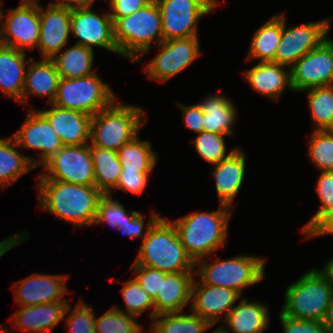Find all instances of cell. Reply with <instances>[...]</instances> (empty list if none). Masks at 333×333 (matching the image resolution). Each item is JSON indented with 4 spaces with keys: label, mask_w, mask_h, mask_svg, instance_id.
<instances>
[{
    "label": "cell",
    "mask_w": 333,
    "mask_h": 333,
    "mask_svg": "<svg viewBox=\"0 0 333 333\" xmlns=\"http://www.w3.org/2000/svg\"><path fill=\"white\" fill-rule=\"evenodd\" d=\"M39 204L42 209L54 213L82 227L94 224L99 200L103 193L95 185H80L38 178Z\"/></svg>",
    "instance_id": "6da1fadb"
},
{
    "label": "cell",
    "mask_w": 333,
    "mask_h": 333,
    "mask_svg": "<svg viewBox=\"0 0 333 333\" xmlns=\"http://www.w3.org/2000/svg\"><path fill=\"white\" fill-rule=\"evenodd\" d=\"M134 264L167 273L193 272L195 268V263L185 252L173 223L154 212L146 226Z\"/></svg>",
    "instance_id": "7a4b0ae2"
},
{
    "label": "cell",
    "mask_w": 333,
    "mask_h": 333,
    "mask_svg": "<svg viewBox=\"0 0 333 333\" xmlns=\"http://www.w3.org/2000/svg\"><path fill=\"white\" fill-rule=\"evenodd\" d=\"M219 205L216 211L186 215L172 222L185 252L194 263L225 243L232 212L228 206Z\"/></svg>",
    "instance_id": "3957f363"
},
{
    "label": "cell",
    "mask_w": 333,
    "mask_h": 333,
    "mask_svg": "<svg viewBox=\"0 0 333 333\" xmlns=\"http://www.w3.org/2000/svg\"><path fill=\"white\" fill-rule=\"evenodd\" d=\"M113 20L114 39L120 55L140 61L138 56L149 52L152 41L162 43L161 14L155 0L123 18Z\"/></svg>",
    "instance_id": "277c9868"
},
{
    "label": "cell",
    "mask_w": 333,
    "mask_h": 333,
    "mask_svg": "<svg viewBox=\"0 0 333 333\" xmlns=\"http://www.w3.org/2000/svg\"><path fill=\"white\" fill-rule=\"evenodd\" d=\"M332 296V285L314 269L287 288L281 313L296 320L323 322Z\"/></svg>",
    "instance_id": "5b68a950"
},
{
    "label": "cell",
    "mask_w": 333,
    "mask_h": 333,
    "mask_svg": "<svg viewBox=\"0 0 333 333\" xmlns=\"http://www.w3.org/2000/svg\"><path fill=\"white\" fill-rule=\"evenodd\" d=\"M92 116L90 141L93 146L118 151L138 135L144 111L137 106L115 103Z\"/></svg>",
    "instance_id": "8992f818"
},
{
    "label": "cell",
    "mask_w": 333,
    "mask_h": 333,
    "mask_svg": "<svg viewBox=\"0 0 333 333\" xmlns=\"http://www.w3.org/2000/svg\"><path fill=\"white\" fill-rule=\"evenodd\" d=\"M114 100L112 90L93 73L80 78H60L53 105L93 116Z\"/></svg>",
    "instance_id": "52a82bcc"
},
{
    "label": "cell",
    "mask_w": 333,
    "mask_h": 333,
    "mask_svg": "<svg viewBox=\"0 0 333 333\" xmlns=\"http://www.w3.org/2000/svg\"><path fill=\"white\" fill-rule=\"evenodd\" d=\"M202 261L195 262V266L201 263L197 273L202 284L230 288L240 295L243 288L259 283L264 276L265 260L260 257L242 255L211 264Z\"/></svg>",
    "instance_id": "ba28073f"
},
{
    "label": "cell",
    "mask_w": 333,
    "mask_h": 333,
    "mask_svg": "<svg viewBox=\"0 0 333 333\" xmlns=\"http://www.w3.org/2000/svg\"><path fill=\"white\" fill-rule=\"evenodd\" d=\"M161 14L163 40L197 36L200 18L213 11L216 0H155Z\"/></svg>",
    "instance_id": "9c48e42d"
},
{
    "label": "cell",
    "mask_w": 333,
    "mask_h": 333,
    "mask_svg": "<svg viewBox=\"0 0 333 333\" xmlns=\"http://www.w3.org/2000/svg\"><path fill=\"white\" fill-rule=\"evenodd\" d=\"M42 166L48 180L80 185H94L95 175L90 154V144L63 146Z\"/></svg>",
    "instance_id": "30bf717a"
},
{
    "label": "cell",
    "mask_w": 333,
    "mask_h": 333,
    "mask_svg": "<svg viewBox=\"0 0 333 333\" xmlns=\"http://www.w3.org/2000/svg\"><path fill=\"white\" fill-rule=\"evenodd\" d=\"M282 14V35L275 53L274 62L293 66L301 57L317 48L329 31L330 19L286 28Z\"/></svg>",
    "instance_id": "8fae6325"
},
{
    "label": "cell",
    "mask_w": 333,
    "mask_h": 333,
    "mask_svg": "<svg viewBox=\"0 0 333 333\" xmlns=\"http://www.w3.org/2000/svg\"><path fill=\"white\" fill-rule=\"evenodd\" d=\"M294 91L333 85V42L324 40L290 67Z\"/></svg>",
    "instance_id": "7c38bea8"
},
{
    "label": "cell",
    "mask_w": 333,
    "mask_h": 333,
    "mask_svg": "<svg viewBox=\"0 0 333 333\" xmlns=\"http://www.w3.org/2000/svg\"><path fill=\"white\" fill-rule=\"evenodd\" d=\"M0 44L24 52L38 46L40 36L39 4L22 0L16 9H9L5 23H1ZM13 36V38L11 37Z\"/></svg>",
    "instance_id": "4fadbf2b"
},
{
    "label": "cell",
    "mask_w": 333,
    "mask_h": 333,
    "mask_svg": "<svg viewBox=\"0 0 333 333\" xmlns=\"http://www.w3.org/2000/svg\"><path fill=\"white\" fill-rule=\"evenodd\" d=\"M160 53L146 66L149 77L166 82L200 55L197 36L170 39L158 44Z\"/></svg>",
    "instance_id": "5bb4252c"
},
{
    "label": "cell",
    "mask_w": 333,
    "mask_h": 333,
    "mask_svg": "<svg viewBox=\"0 0 333 333\" xmlns=\"http://www.w3.org/2000/svg\"><path fill=\"white\" fill-rule=\"evenodd\" d=\"M70 31L75 38H79L76 44L91 49L92 46H99L119 53L110 13L99 16L90 9V6L71 9Z\"/></svg>",
    "instance_id": "9a60e30c"
},
{
    "label": "cell",
    "mask_w": 333,
    "mask_h": 333,
    "mask_svg": "<svg viewBox=\"0 0 333 333\" xmlns=\"http://www.w3.org/2000/svg\"><path fill=\"white\" fill-rule=\"evenodd\" d=\"M13 138L18 146L40 151V159L33 160L35 167L43 165L64 146L49 121L39 111L33 109Z\"/></svg>",
    "instance_id": "2e32d148"
},
{
    "label": "cell",
    "mask_w": 333,
    "mask_h": 333,
    "mask_svg": "<svg viewBox=\"0 0 333 333\" xmlns=\"http://www.w3.org/2000/svg\"><path fill=\"white\" fill-rule=\"evenodd\" d=\"M45 10L39 5L40 36L38 48L43 59H52L67 44L70 26L71 9L49 3Z\"/></svg>",
    "instance_id": "e0dca14e"
},
{
    "label": "cell",
    "mask_w": 333,
    "mask_h": 333,
    "mask_svg": "<svg viewBox=\"0 0 333 333\" xmlns=\"http://www.w3.org/2000/svg\"><path fill=\"white\" fill-rule=\"evenodd\" d=\"M239 296L237 291L230 288L193 281L191 290L193 303L190 308L194 314L214 325L223 313L227 312L225 318L227 317Z\"/></svg>",
    "instance_id": "ac0fdd59"
},
{
    "label": "cell",
    "mask_w": 333,
    "mask_h": 333,
    "mask_svg": "<svg viewBox=\"0 0 333 333\" xmlns=\"http://www.w3.org/2000/svg\"><path fill=\"white\" fill-rule=\"evenodd\" d=\"M65 282L66 275L56 276L38 273L29 276L16 284L14 290L16 303L20 306H34L66 301L62 298L68 291Z\"/></svg>",
    "instance_id": "d6986e66"
},
{
    "label": "cell",
    "mask_w": 333,
    "mask_h": 333,
    "mask_svg": "<svg viewBox=\"0 0 333 333\" xmlns=\"http://www.w3.org/2000/svg\"><path fill=\"white\" fill-rule=\"evenodd\" d=\"M51 105V109L39 112L49 121L64 146L87 144L90 139L92 116Z\"/></svg>",
    "instance_id": "ffe728a7"
},
{
    "label": "cell",
    "mask_w": 333,
    "mask_h": 333,
    "mask_svg": "<svg viewBox=\"0 0 333 333\" xmlns=\"http://www.w3.org/2000/svg\"><path fill=\"white\" fill-rule=\"evenodd\" d=\"M194 272L167 273L161 271V291L153 300L155 316L179 313L191 300Z\"/></svg>",
    "instance_id": "44dd1931"
},
{
    "label": "cell",
    "mask_w": 333,
    "mask_h": 333,
    "mask_svg": "<svg viewBox=\"0 0 333 333\" xmlns=\"http://www.w3.org/2000/svg\"><path fill=\"white\" fill-rule=\"evenodd\" d=\"M70 309L67 301H57L34 306H22L13 315L12 322L18 328L35 333H47L65 317Z\"/></svg>",
    "instance_id": "7402d4cb"
},
{
    "label": "cell",
    "mask_w": 333,
    "mask_h": 333,
    "mask_svg": "<svg viewBox=\"0 0 333 333\" xmlns=\"http://www.w3.org/2000/svg\"><path fill=\"white\" fill-rule=\"evenodd\" d=\"M215 165L216 169L212 174L215 177L219 202L229 207L243 183L246 165L245 155L237 148L229 157Z\"/></svg>",
    "instance_id": "603a6c76"
},
{
    "label": "cell",
    "mask_w": 333,
    "mask_h": 333,
    "mask_svg": "<svg viewBox=\"0 0 333 333\" xmlns=\"http://www.w3.org/2000/svg\"><path fill=\"white\" fill-rule=\"evenodd\" d=\"M25 52L0 44V88L1 92L17 102L22 101L25 80Z\"/></svg>",
    "instance_id": "cb8c5ba5"
},
{
    "label": "cell",
    "mask_w": 333,
    "mask_h": 333,
    "mask_svg": "<svg viewBox=\"0 0 333 333\" xmlns=\"http://www.w3.org/2000/svg\"><path fill=\"white\" fill-rule=\"evenodd\" d=\"M284 67L275 62H259L243 75L252 89L276 100L285 87L292 89L290 70Z\"/></svg>",
    "instance_id": "d4e9b609"
},
{
    "label": "cell",
    "mask_w": 333,
    "mask_h": 333,
    "mask_svg": "<svg viewBox=\"0 0 333 333\" xmlns=\"http://www.w3.org/2000/svg\"><path fill=\"white\" fill-rule=\"evenodd\" d=\"M31 66L25 73L22 102H26L28 95L35 96L48 95V102L52 104L56 96L60 76L51 59H43L40 62H33L30 58Z\"/></svg>",
    "instance_id": "484cf974"
},
{
    "label": "cell",
    "mask_w": 333,
    "mask_h": 333,
    "mask_svg": "<svg viewBox=\"0 0 333 333\" xmlns=\"http://www.w3.org/2000/svg\"><path fill=\"white\" fill-rule=\"evenodd\" d=\"M268 307L242 299L224 319L235 333H262L269 324Z\"/></svg>",
    "instance_id": "4316f807"
},
{
    "label": "cell",
    "mask_w": 333,
    "mask_h": 333,
    "mask_svg": "<svg viewBox=\"0 0 333 333\" xmlns=\"http://www.w3.org/2000/svg\"><path fill=\"white\" fill-rule=\"evenodd\" d=\"M203 111L202 131L221 135L232 134L236 109L232 102L220 95H213L199 103Z\"/></svg>",
    "instance_id": "83f0119b"
},
{
    "label": "cell",
    "mask_w": 333,
    "mask_h": 333,
    "mask_svg": "<svg viewBox=\"0 0 333 333\" xmlns=\"http://www.w3.org/2000/svg\"><path fill=\"white\" fill-rule=\"evenodd\" d=\"M90 154L94 168V185L104 195L111 194V188H116L122 167L117 151L103 149L90 144Z\"/></svg>",
    "instance_id": "f1b7e54d"
},
{
    "label": "cell",
    "mask_w": 333,
    "mask_h": 333,
    "mask_svg": "<svg viewBox=\"0 0 333 333\" xmlns=\"http://www.w3.org/2000/svg\"><path fill=\"white\" fill-rule=\"evenodd\" d=\"M12 137L0 139V187L14 184L21 176L34 169V158L19 153Z\"/></svg>",
    "instance_id": "f546056e"
},
{
    "label": "cell",
    "mask_w": 333,
    "mask_h": 333,
    "mask_svg": "<svg viewBox=\"0 0 333 333\" xmlns=\"http://www.w3.org/2000/svg\"><path fill=\"white\" fill-rule=\"evenodd\" d=\"M94 59L93 49L75 44L60 55H55L53 61L60 78H80L91 75Z\"/></svg>",
    "instance_id": "4dcf8cb0"
},
{
    "label": "cell",
    "mask_w": 333,
    "mask_h": 333,
    "mask_svg": "<svg viewBox=\"0 0 333 333\" xmlns=\"http://www.w3.org/2000/svg\"><path fill=\"white\" fill-rule=\"evenodd\" d=\"M281 35L282 14L273 16L255 32L248 53V59L258 58L260 62H274Z\"/></svg>",
    "instance_id": "1f68e13d"
},
{
    "label": "cell",
    "mask_w": 333,
    "mask_h": 333,
    "mask_svg": "<svg viewBox=\"0 0 333 333\" xmlns=\"http://www.w3.org/2000/svg\"><path fill=\"white\" fill-rule=\"evenodd\" d=\"M121 172H151L156 165V153L149 141H140L138 135L118 151Z\"/></svg>",
    "instance_id": "d6a6232c"
},
{
    "label": "cell",
    "mask_w": 333,
    "mask_h": 333,
    "mask_svg": "<svg viewBox=\"0 0 333 333\" xmlns=\"http://www.w3.org/2000/svg\"><path fill=\"white\" fill-rule=\"evenodd\" d=\"M153 319L151 333H203L212 326L194 313H165Z\"/></svg>",
    "instance_id": "836d02e7"
},
{
    "label": "cell",
    "mask_w": 333,
    "mask_h": 333,
    "mask_svg": "<svg viewBox=\"0 0 333 333\" xmlns=\"http://www.w3.org/2000/svg\"><path fill=\"white\" fill-rule=\"evenodd\" d=\"M308 90V104L315 130H333V85L320 86Z\"/></svg>",
    "instance_id": "e575fe53"
},
{
    "label": "cell",
    "mask_w": 333,
    "mask_h": 333,
    "mask_svg": "<svg viewBox=\"0 0 333 333\" xmlns=\"http://www.w3.org/2000/svg\"><path fill=\"white\" fill-rule=\"evenodd\" d=\"M322 203L320 209L304 226L306 237L312 234L333 214V171H322L315 191Z\"/></svg>",
    "instance_id": "d590c367"
},
{
    "label": "cell",
    "mask_w": 333,
    "mask_h": 333,
    "mask_svg": "<svg viewBox=\"0 0 333 333\" xmlns=\"http://www.w3.org/2000/svg\"><path fill=\"white\" fill-rule=\"evenodd\" d=\"M131 314L113 307L95 319V333H142V328Z\"/></svg>",
    "instance_id": "8d00e7d4"
},
{
    "label": "cell",
    "mask_w": 333,
    "mask_h": 333,
    "mask_svg": "<svg viewBox=\"0 0 333 333\" xmlns=\"http://www.w3.org/2000/svg\"><path fill=\"white\" fill-rule=\"evenodd\" d=\"M309 154L321 171H333V130H314Z\"/></svg>",
    "instance_id": "74e56055"
},
{
    "label": "cell",
    "mask_w": 333,
    "mask_h": 333,
    "mask_svg": "<svg viewBox=\"0 0 333 333\" xmlns=\"http://www.w3.org/2000/svg\"><path fill=\"white\" fill-rule=\"evenodd\" d=\"M195 144L198 154L207 162L217 164L223 159L229 157L237 148H233L226 155V147L224 135L211 132H200L195 140H191Z\"/></svg>",
    "instance_id": "f35d334b"
},
{
    "label": "cell",
    "mask_w": 333,
    "mask_h": 333,
    "mask_svg": "<svg viewBox=\"0 0 333 333\" xmlns=\"http://www.w3.org/2000/svg\"><path fill=\"white\" fill-rule=\"evenodd\" d=\"M138 213L131 211L127 214L124 206L114 201L111 194H107L99 200L94 224L106 222L114 228H122L127 220H132Z\"/></svg>",
    "instance_id": "ab89813d"
},
{
    "label": "cell",
    "mask_w": 333,
    "mask_h": 333,
    "mask_svg": "<svg viewBox=\"0 0 333 333\" xmlns=\"http://www.w3.org/2000/svg\"><path fill=\"white\" fill-rule=\"evenodd\" d=\"M122 288V296L125 301L128 314L140 316L146 309L153 308L149 318L155 317V306L150 295L140 286L137 280L133 277L125 282Z\"/></svg>",
    "instance_id": "60d3db41"
},
{
    "label": "cell",
    "mask_w": 333,
    "mask_h": 333,
    "mask_svg": "<svg viewBox=\"0 0 333 333\" xmlns=\"http://www.w3.org/2000/svg\"><path fill=\"white\" fill-rule=\"evenodd\" d=\"M95 317L91 307L79 302L66 320L69 333H95Z\"/></svg>",
    "instance_id": "b9f144b4"
},
{
    "label": "cell",
    "mask_w": 333,
    "mask_h": 333,
    "mask_svg": "<svg viewBox=\"0 0 333 333\" xmlns=\"http://www.w3.org/2000/svg\"><path fill=\"white\" fill-rule=\"evenodd\" d=\"M131 270L138 273L134 278L154 300L158 292L161 291V270L139 264H133Z\"/></svg>",
    "instance_id": "7bdbcfd3"
},
{
    "label": "cell",
    "mask_w": 333,
    "mask_h": 333,
    "mask_svg": "<svg viewBox=\"0 0 333 333\" xmlns=\"http://www.w3.org/2000/svg\"><path fill=\"white\" fill-rule=\"evenodd\" d=\"M284 333H328L323 322L296 320L280 313Z\"/></svg>",
    "instance_id": "ee69618b"
},
{
    "label": "cell",
    "mask_w": 333,
    "mask_h": 333,
    "mask_svg": "<svg viewBox=\"0 0 333 333\" xmlns=\"http://www.w3.org/2000/svg\"><path fill=\"white\" fill-rule=\"evenodd\" d=\"M149 174L150 172H121L115 189L141 194L147 185Z\"/></svg>",
    "instance_id": "f6af8a7d"
},
{
    "label": "cell",
    "mask_w": 333,
    "mask_h": 333,
    "mask_svg": "<svg viewBox=\"0 0 333 333\" xmlns=\"http://www.w3.org/2000/svg\"><path fill=\"white\" fill-rule=\"evenodd\" d=\"M153 0H111V18L127 17L137 10H140L151 3Z\"/></svg>",
    "instance_id": "bcb514c9"
},
{
    "label": "cell",
    "mask_w": 333,
    "mask_h": 333,
    "mask_svg": "<svg viewBox=\"0 0 333 333\" xmlns=\"http://www.w3.org/2000/svg\"><path fill=\"white\" fill-rule=\"evenodd\" d=\"M184 113V122L189 130L195 133L202 132L203 111L199 104L193 106L180 105Z\"/></svg>",
    "instance_id": "7dc6e473"
},
{
    "label": "cell",
    "mask_w": 333,
    "mask_h": 333,
    "mask_svg": "<svg viewBox=\"0 0 333 333\" xmlns=\"http://www.w3.org/2000/svg\"><path fill=\"white\" fill-rule=\"evenodd\" d=\"M144 227V216L139 212L132 220H127V222L122 226V228H117L121 230L124 235L129 237H140L143 235Z\"/></svg>",
    "instance_id": "c3c4849f"
},
{
    "label": "cell",
    "mask_w": 333,
    "mask_h": 333,
    "mask_svg": "<svg viewBox=\"0 0 333 333\" xmlns=\"http://www.w3.org/2000/svg\"><path fill=\"white\" fill-rule=\"evenodd\" d=\"M23 236L22 234L16 235L15 234L4 241L0 242V258L8 252V250L12 249V247L18 246V244L23 241Z\"/></svg>",
    "instance_id": "681fc988"
},
{
    "label": "cell",
    "mask_w": 333,
    "mask_h": 333,
    "mask_svg": "<svg viewBox=\"0 0 333 333\" xmlns=\"http://www.w3.org/2000/svg\"><path fill=\"white\" fill-rule=\"evenodd\" d=\"M57 0L56 3H53L57 6L68 8V9H76L82 7L91 6L94 0ZM75 3V4H73Z\"/></svg>",
    "instance_id": "f907efd6"
},
{
    "label": "cell",
    "mask_w": 333,
    "mask_h": 333,
    "mask_svg": "<svg viewBox=\"0 0 333 333\" xmlns=\"http://www.w3.org/2000/svg\"><path fill=\"white\" fill-rule=\"evenodd\" d=\"M333 234V214L309 237Z\"/></svg>",
    "instance_id": "816d5d0a"
},
{
    "label": "cell",
    "mask_w": 333,
    "mask_h": 333,
    "mask_svg": "<svg viewBox=\"0 0 333 333\" xmlns=\"http://www.w3.org/2000/svg\"><path fill=\"white\" fill-rule=\"evenodd\" d=\"M324 325L326 326L328 333H333V296L329 304L327 313L323 320Z\"/></svg>",
    "instance_id": "f5cc1de1"
},
{
    "label": "cell",
    "mask_w": 333,
    "mask_h": 333,
    "mask_svg": "<svg viewBox=\"0 0 333 333\" xmlns=\"http://www.w3.org/2000/svg\"><path fill=\"white\" fill-rule=\"evenodd\" d=\"M320 272L327 278L333 287V258L328 261L325 268L320 270Z\"/></svg>",
    "instance_id": "db71d44e"
},
{
    "label": "cell",
    "mask_w": 333,
    "mask_h": 333,
    "mask_svg": "<svg viewBox=\"0 0 333 333\" xmlns=\"http://www.w3.org/2000/svg\"><path fill=\"white\" fill-rule=\"evenodd\" d=\"M213 333H229L228 330H224L223 326L221 325L219 328H217V330L213 331Z\"/></svg>",
    "instance_id": "11a10c76"
},
{
    "label": "cell",
    "mask_w": 333,
    "mask_h": 333,
    "mask_svg": "<svg viewBox=\"0 0 333 333\" xmlns=\"http://www.w3.org/2000/svg\"><path fill=\"white\" fill-rule=\"evenodd\" d=\"M1 4V2H0ZM4 17L3 15V12H1V7H0V21H2V18ZM1 31H2V28H0V36H1Z\"/></svg>",
    "instance_id": "9f6ffc18"
}]
</instances>
